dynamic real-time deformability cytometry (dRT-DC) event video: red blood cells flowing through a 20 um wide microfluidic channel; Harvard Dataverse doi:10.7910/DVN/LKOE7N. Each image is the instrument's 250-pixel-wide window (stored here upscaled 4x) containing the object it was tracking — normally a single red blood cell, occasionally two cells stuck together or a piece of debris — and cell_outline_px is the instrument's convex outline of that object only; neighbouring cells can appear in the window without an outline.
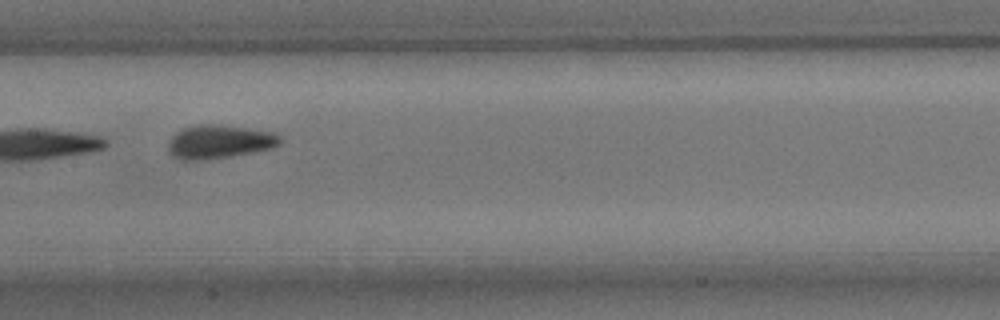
{"species": "common noctule bat (a hibernating species)", "species_latin": "Nyctalus noctula", "temperature_condition": "room temperature", "stored_images_in_passage": 14, "camera_frame_rate_fps": 3000, "um_per_image_px": 0.085, "animal": {"sex": "male", "body_mass_g": 15.6}, "frame": {"image": 1, "passage_image": 7, "time_ms": 7.667, "image_size_px": [1000, 320], "cell_outline_px": [[284, 140], [280, 144], [272, 148], [232, 156], [204, 160], [180, 160], [172, 156], [168, 152], [168, 140], [176, 132], [192, 124], [212, 124], [276, 132]], "centroid_in_image_um": [18.62, 12.05], "position_along_channel_um": 188.8, "area_um2": 22.14}}
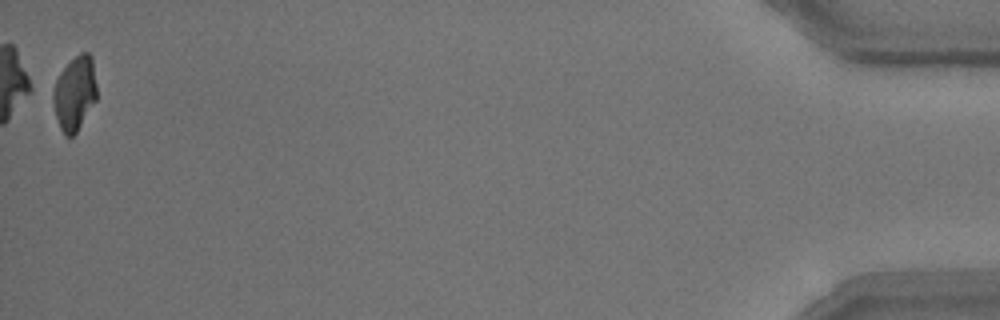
{"frame": {"image": 2, "passage_image": 14, "time_ms": 16.667, "image_size_px": [1000, 320], "cell_outline_px": [[96, 100], [76, 132], [72, 136], [64, 136], [60, 128], [48, 92], [60, 72], [80, 52], [88, 52], [92, 56], [96, 84]], "centroid_in_image_um": [6.3, 7.92], "position_along_channel_um": 428.9, "area_um2": 19.19}, "authors_computed_cell_mechanics": {"area_um2": 20.3167, "velocity_mm_per_s": 3.6698, "shape_relaxation_time_tau1_ms": 3.8073, "shape_relaxation_time_tau2_ms": 1.2385, "deformation_change_tau1": 0.1666, "deformation_change_tau2": 0.0609}}